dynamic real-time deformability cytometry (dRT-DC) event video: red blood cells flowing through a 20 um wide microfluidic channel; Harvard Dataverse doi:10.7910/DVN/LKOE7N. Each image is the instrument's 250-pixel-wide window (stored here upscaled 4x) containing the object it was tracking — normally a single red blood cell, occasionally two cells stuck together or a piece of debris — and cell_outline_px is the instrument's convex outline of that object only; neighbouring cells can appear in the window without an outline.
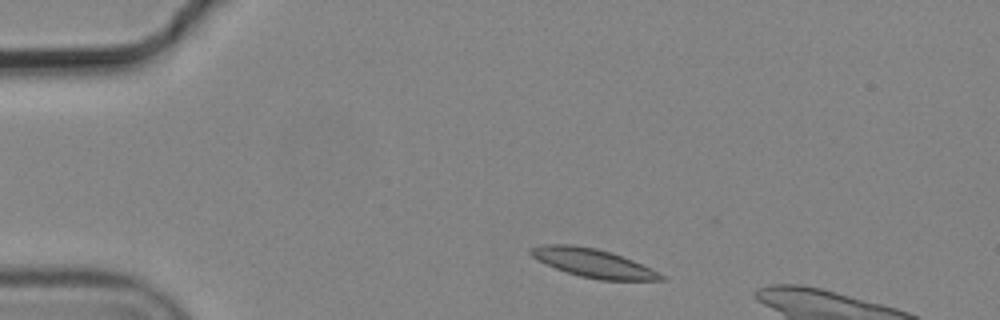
{"species": "common noctule bat (a hibernating species)", "species_latin": "Nyctalus noctula", "temperature_condition": "cold", "stored_images_in_passage": 3, "camera_frame_rate_fps": 3000, "um_per_image_px": 0.085, "animal": {"sex": "male", "body_mass_g": 19.2, "forearm_length_mm": 51.8}, "frame": {"image": 1, "passage_image": 1, "time_ms": 0.0, "image_size_px": [1000, 320], "cell_outline_px": [[664, 280], [600, 280], [580, 276], [556, 268], [532, 256], [528, 252], [528, 248], [544, 244], [568, 244], [596, 248], [612, 252], [632, 260], [664, 276]], "centroid_in_image_um": [50.37, 22.34], "position_along_channel_um": 34.6, "area_um2": 21.21}}